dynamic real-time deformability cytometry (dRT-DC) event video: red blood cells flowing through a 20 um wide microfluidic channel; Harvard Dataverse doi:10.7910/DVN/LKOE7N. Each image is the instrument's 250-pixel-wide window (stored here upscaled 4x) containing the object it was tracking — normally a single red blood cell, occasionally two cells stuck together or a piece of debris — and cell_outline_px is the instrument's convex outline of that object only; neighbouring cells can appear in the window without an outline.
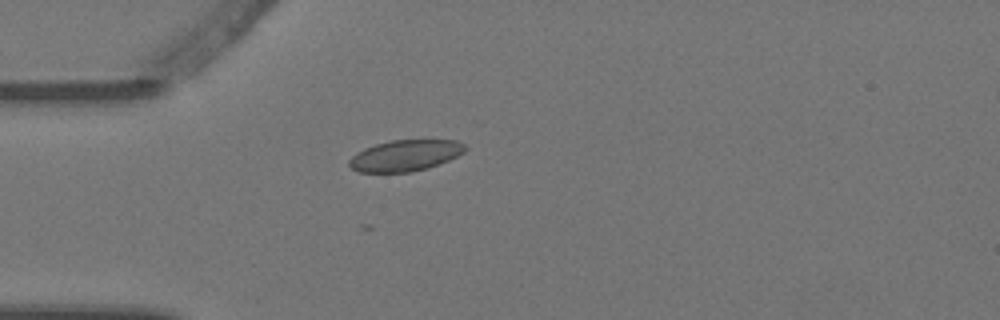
{"species": "Egyptian fruit bat (a non-hibernating species)", "species_latin": "Rousettus aegyptiacus", "temperature_condition": "warm", "stored_images_in_passage": 1, "camera_frame_rate_fps": 3000, "um_per_image_px": 0.085, "animal": {"sex": "female"}, "frame": {"image": 1, "passage_image": 1, "time_ms": 0.0, "image_size_px": [1000, 320], "cell_outline_px": [[468, 148], [464, 152], [440, 164], [428, 168], [412, 172], [360, 172], [352, 168], [348, 164], [348, 160], [356, 152], [364, 148], [376, 144], [392, 140], [456, 140], [464, 144]], "centroid_in_image_um": [34.44, 13.22], "position_along_channel_um": 50.6, "area_um2": 21.1}}